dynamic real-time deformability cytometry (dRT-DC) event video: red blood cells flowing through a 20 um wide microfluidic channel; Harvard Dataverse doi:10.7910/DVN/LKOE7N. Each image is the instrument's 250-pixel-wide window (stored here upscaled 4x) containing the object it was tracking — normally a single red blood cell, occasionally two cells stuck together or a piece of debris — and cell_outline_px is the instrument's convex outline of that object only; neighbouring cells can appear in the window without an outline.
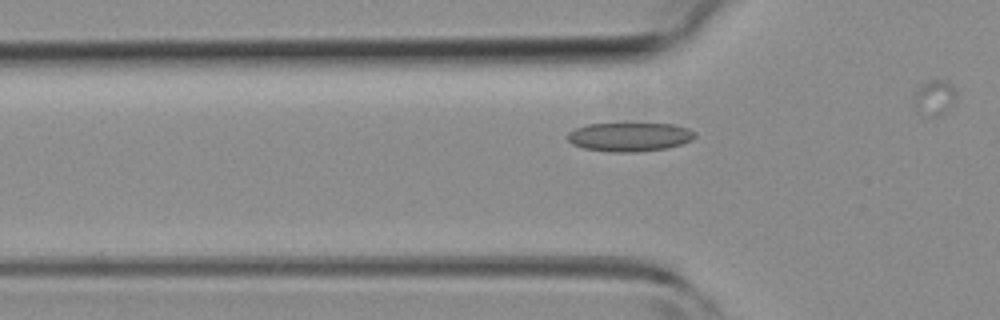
{"species": "common noctule bat (a hibernating species)", "species_latin": "Nyctalus noctula", "temperature_condition": "room temperature", "stored_images_in_passage": 33, "camera_frame_rate_fps": 3000, "um_per_image_px": 0.085, "animal": {"sex": "female", "body_mass_g": 19.3, "forearm_length_mm": 54.1}, "frame": {"image": 1, "passage_image": 9, "time_ms": 2.667, "image_size_px": [1000, 320], "cell_outline_px": [[696, 136], [692, 140], [668, 148], [636, 152], [608, 152], [584, 148], [572, 144], [568, 140], [568, 132], [576, 128], [588, 124], [672, 124], [688, 128], [696, 132]], "centroid_in_image_um": [53.53, 11.64], "position_along_channel_um": 72.3, "area_um2": 21.39}}
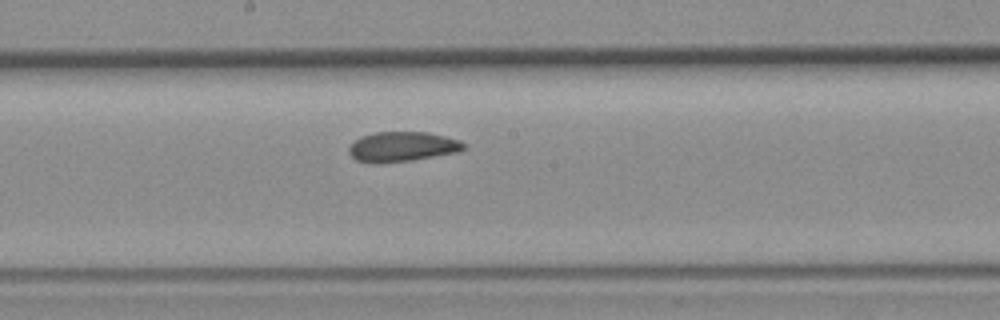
{"frame": {"image": 2, "passage_image": 19, "time_ms": 6.0, "image_size_px": [1000, 320], "cell_outline_px": [[464, 148], [460, 152], [412, 160], [380, 164], [372, 164], [356, 160], [348, 152], [348, 148], [360, 136], [376, 132], [428, 132], [460, 140], [464, 144]], "centroid_in_image_um": [34.17, 12.48], "position_along_channel_um": 214.0, "area_um2": 20.17}}
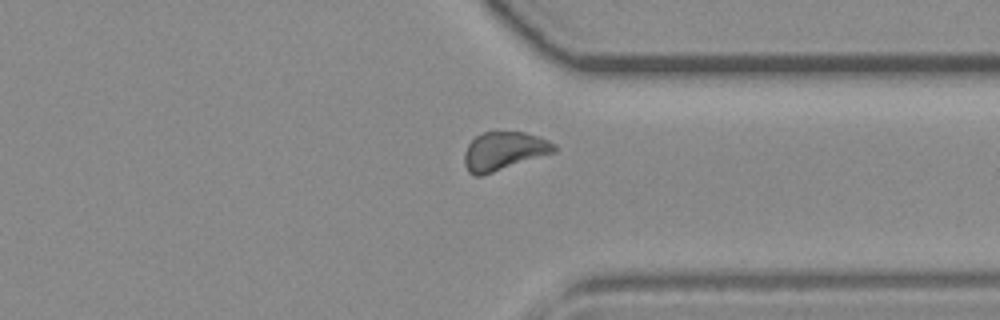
{"frame": {"image": 3, "passage_image": 30, "time_ms": 9.667, "image_size_px": [1000, 320], "cell_outline_px": [[556, 152], [480, 176], [476, 176], [468, 172], [464, 164], [464, 152], [468, 144], [476, 136], [484, 132], [524, 132], [540, 136], [556, 144]], "centroid_in_image_um": [42.84, 12.83], "position_along_channel_um": 368.6, "area_um2": 20.11}}